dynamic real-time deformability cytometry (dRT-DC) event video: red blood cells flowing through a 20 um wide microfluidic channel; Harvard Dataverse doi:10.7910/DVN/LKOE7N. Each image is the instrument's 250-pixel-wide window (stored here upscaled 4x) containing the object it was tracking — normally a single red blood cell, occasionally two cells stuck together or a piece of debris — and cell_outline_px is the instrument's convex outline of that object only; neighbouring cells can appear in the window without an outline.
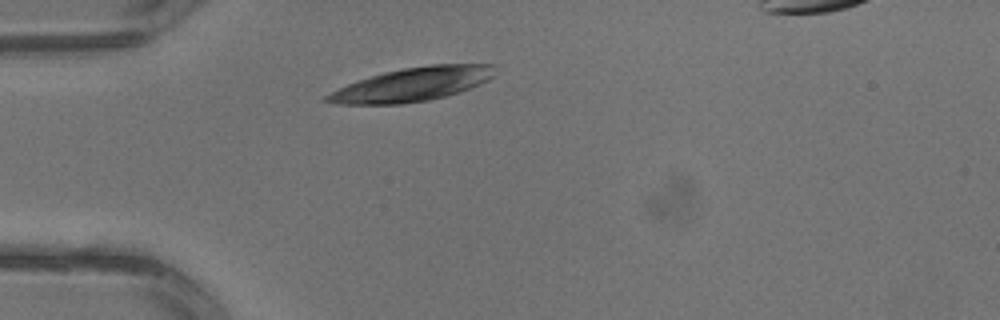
{"species": "common noctule bat (a hibernating species)", "species_latin": "Nyctalus noctula", "temperature_condition": "warm", "stored_images_in_passage": 3, "camera_frame_rate_fps": 3000, "um_per_image_px": 0.085, "animal": {"sex": "male", "body_mass_g": 13.3}, "frame": {"image": 1, "passage_image": 3, "time_ms": 0.667, "image_size_px": [1000, 320], "cell_outline_px": [[496, 76], [480, 84], [444, 96], [428, 100], [400, 104], [340, 104], [324, 100], [324, 96], [348, 84], [384, 72], [404, 68], [432, 64], [496, 64]], "centroid_in_image_um": [35.11, 7.16], "position_along_channel_um": 49.9, "area_um2": 32.54}}